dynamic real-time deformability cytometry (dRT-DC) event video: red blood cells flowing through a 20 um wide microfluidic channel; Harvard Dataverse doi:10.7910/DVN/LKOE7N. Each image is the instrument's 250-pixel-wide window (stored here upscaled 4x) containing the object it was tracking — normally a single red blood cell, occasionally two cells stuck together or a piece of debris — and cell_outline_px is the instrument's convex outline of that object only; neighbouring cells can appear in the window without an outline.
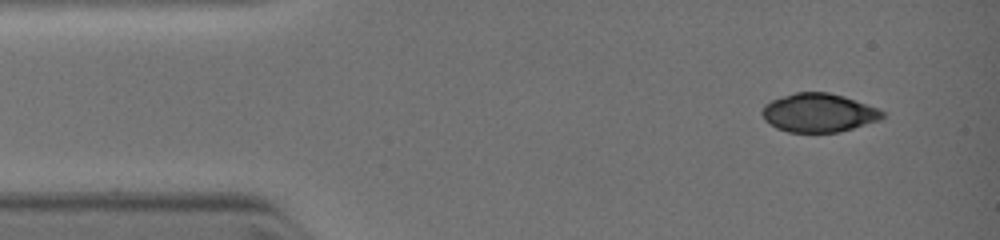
{"species": "common noctule bat (a hibernating species)", "species_latin": "Nyctalus noctula", "temperature_condition": "warm", "stored_images_in_passage": 3, "camera_frame_rate_fps": 3000, "um_per_image_px": 0.085, "animal": {"sex": "female", "body_mass_g": 19.0, "forearm_length_mm": 51.5}, "frame": {"image": 1, "passage_image": 1, "time_ms": 0.0, "image_size_px": [1000, 240], "cell_outline_px": [[884, 116], [880, 120], [852, 128], [836, 132], [788, 132], [764, 120], [764, 104], [772, 100], [796, 92], [828, 92], [844, 96], [876, 108], [884, 112]], "centroid_in_image_um": [69.6, 9.58], "position_along_channel_um": 15.4, "area_um2": 26.53}}
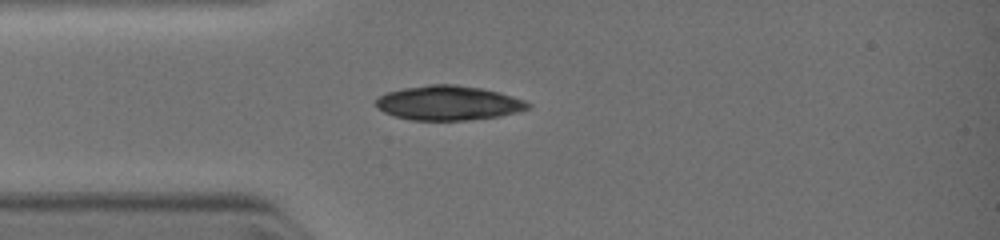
{"frame": {"image": 2, "passage_image": 3, "time_ms": 2.0, "image_size_px": [1000, 240], "cell_outline_px": [[532, 104], [528, 108], [516, 112], [496, 116], [464, 120], [412, 120], [392, 116], [376, 108], [376, 100], [380, 96], [388, 92], [404, 88], [428, 84], [456, 84], [480, 88], [500, 92], [524, 100]], "centroid_in_image_um": [38.08, 8.74], "position_along_channel_um": 46.9, "area_um2": 30.4}}